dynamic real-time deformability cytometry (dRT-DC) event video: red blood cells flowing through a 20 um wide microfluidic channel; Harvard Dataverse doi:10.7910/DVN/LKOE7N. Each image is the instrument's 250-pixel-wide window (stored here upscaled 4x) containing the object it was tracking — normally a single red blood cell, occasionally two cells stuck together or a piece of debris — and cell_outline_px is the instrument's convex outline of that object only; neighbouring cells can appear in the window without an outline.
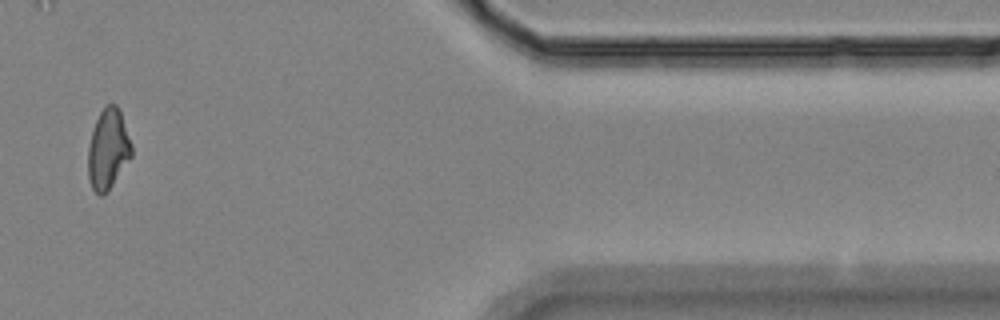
{"species": "Egyptian fruit bat (a non-hibernating species)", "species_latin": "Rousettus aegyptiacus", "temperature_condition": "room temperature", "stored_images_in_passage": 14, "camera_frame_rate_fps": 3000, "um_per_image_px": 0.085, "animal": {"sex": "female"}, "frame": {"image": 1, "passage_image": 12, "time_ms": 3.667, "image_size_px": [1000, 320], "cell_outline_px": [[132, 156], [108, 192], [104, 196], [100, 196], [92, 188], [88, 176], [88, 148], [92, 132], [96, 120], [104, 104], [116, 104], [120, 108], [132, 144]], "centroid_in_image_um": [9.2, 12.68], "position_along_channel_um": 402.2, "area_um2": 20.63}}